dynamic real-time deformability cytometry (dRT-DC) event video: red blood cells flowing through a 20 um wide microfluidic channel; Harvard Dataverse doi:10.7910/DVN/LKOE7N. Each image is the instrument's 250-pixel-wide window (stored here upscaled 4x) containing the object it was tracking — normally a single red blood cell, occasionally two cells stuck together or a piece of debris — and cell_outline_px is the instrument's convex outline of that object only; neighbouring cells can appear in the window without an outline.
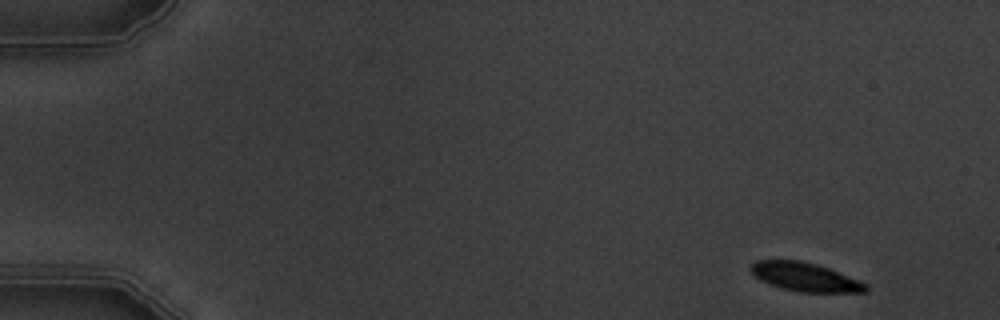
{"species": "common noctule bat (a hibernating species)", "species_latin": "Nyctalus noctula", "temperature_condition": "warm", "stored_images_in_passage": 4, "camera_frame_rate_fps": 3000, "um_per_image_px": 0.085, "animal": {"sex": "male", "body_mass_g": 19.5, "forearm_length_mm": 54.6}, "frame": {"image": 1, "passage_image": 1, "time_ms": 0.0, "image_size_px": [1000, 320], "cell_outline_px": [[868, 292], [800, 292], [780, 288], [768, 284], [760, 280], [748, 268], [756, 260], [800, 260], [816, 264], [828, 268], [860, 280], [868, 284]], "centroid_in_image_um": [68.44, 23.55], "position_along_channel_um": 16.6, "area_um2": 19.31}}
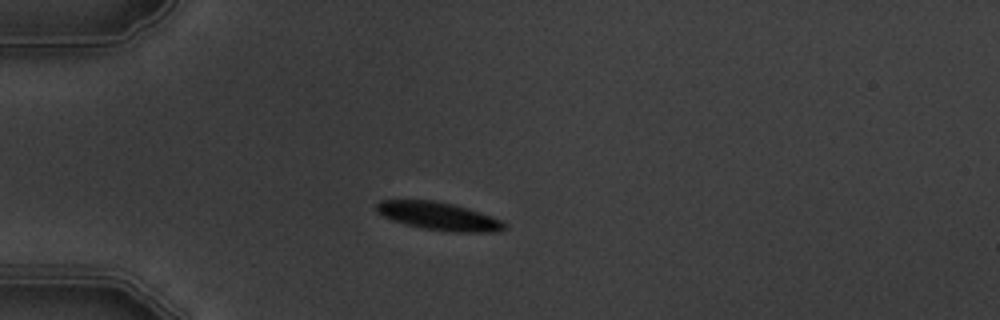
{"frame": {"image": 2, "passage_image": 4, "time_ms": 3.667, "image_size_px": [1000, 320], "cell_outline_px": [[508, 224], [504, 228], [496, 232], [452, 232], [424, 228], [404, 224], [392, 220], [376, 212], [376, 204], [380, 200], [432, 200], [452, 204], [500, 220]], "centroid_in_image_um": [37.23, 18.38], "position_along_channel_um": 47.8, "area_um2": 20.46}}